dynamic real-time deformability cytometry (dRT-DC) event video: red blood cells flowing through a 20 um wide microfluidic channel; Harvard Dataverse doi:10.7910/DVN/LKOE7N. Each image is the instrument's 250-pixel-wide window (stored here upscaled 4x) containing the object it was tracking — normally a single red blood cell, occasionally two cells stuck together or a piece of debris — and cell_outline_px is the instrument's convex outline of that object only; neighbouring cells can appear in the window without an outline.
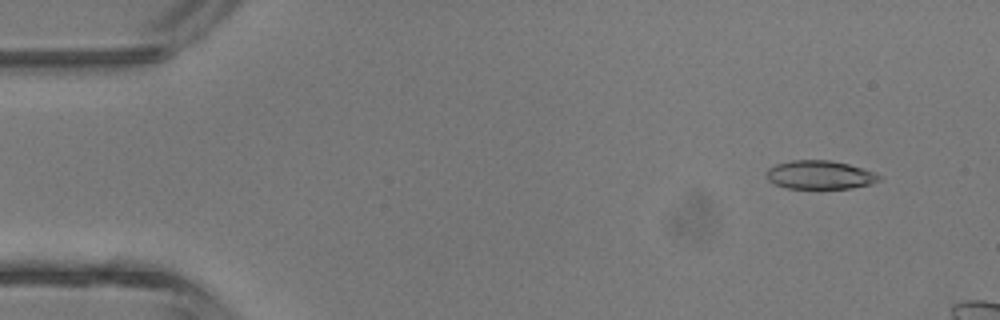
{"species": "common noctule bat (a hibernating species)", "species_latin": "Nyctalus noctula", "temperature_condition": "room temperature", "stored_images_in_passage": 5, "camera_frame_rate_fps": 3000, "um_per_image_px": 0.085, "animal": {"sex": "male", "body_mass_g": 13.3}, "frame": {"image": 1, "passage_image": 2, "time_ms": 1.0, "image_size_px": [1000, 320], "cell_outline_px": [[880, 180], [872, 184], [852, 188], [788, 188], [776, 184], [768, 180], [768, 168], [776, 164], [792, 160], [832, 160], [864, 168], [876, 172], [880, 176]], "centroid_in_image_um": [69.74, 14.86], "position_along_channel_um": 15.3, "area_um2": 18.73}}